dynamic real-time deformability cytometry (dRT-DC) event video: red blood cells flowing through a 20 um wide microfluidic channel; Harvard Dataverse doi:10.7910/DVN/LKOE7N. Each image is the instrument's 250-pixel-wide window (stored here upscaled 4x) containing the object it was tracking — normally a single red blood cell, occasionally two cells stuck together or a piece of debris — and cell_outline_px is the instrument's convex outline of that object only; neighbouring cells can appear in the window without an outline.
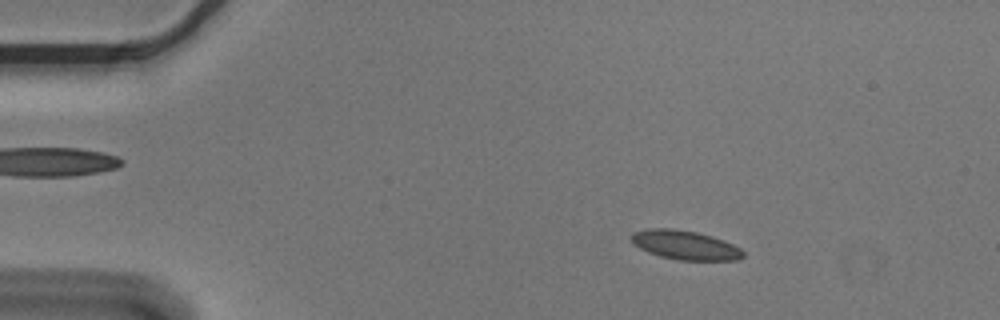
{"species": "Egyptian fruit bat (a non-hibernating species)", "species_latin": "Rousettus aegyptiacus", "temperature_condition": "cold", "stored_images_in_passage": 3, "camera_frame_rate_fps": 3000, "um_per_image_px": 0.085, "animal": {"sex": "male"}, "frame": {"image": 1, "passage_image": 1, "time_ms": 0.0, "image_size_px": [1000, 320], "cell_outline_px": [[744, 256], [740, 260], [676, 260], [660, 256], [648, 252], [640, 248], [632, 240], [632, 232], [648, 228], [672, 228], [696, 232], [712, 236], [724, 240], [740, 248], [744, 252]], "centroid_in_image_um": [58.26, 20.83], "position_along_channel_um": 26.7, "area_um2": 18.96}}